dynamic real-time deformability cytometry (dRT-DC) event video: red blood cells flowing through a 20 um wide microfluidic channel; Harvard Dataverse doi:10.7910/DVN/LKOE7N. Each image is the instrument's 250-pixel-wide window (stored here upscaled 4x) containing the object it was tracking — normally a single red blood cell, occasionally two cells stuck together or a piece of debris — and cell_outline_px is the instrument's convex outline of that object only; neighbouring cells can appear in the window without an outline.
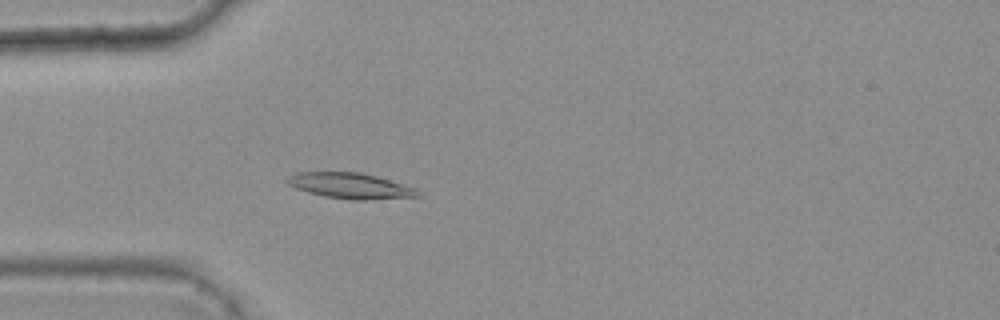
{"species": "common noctule bat (a hibernating species)", "species_latin": "Nyctalus noctula", "temperature_condition": "warm", "stored_images_in_passage": 3, "camera_frame_rate_fps": 3000, "um_per_image_px": 0.085, "animal": {"sex": "female", "body_mass_g": 25.1}, "frame": {"image": 1, "passage_image": 3, "time_ms": 0.667, "image_size_px": [1000, 320], "cell_outline_px": [[424, 196], [368, 200], [352, 200], [324, 196], [308, 192], [296, 188], [288, 184], [284, 180], [288, 176], [296, 172], [360, 172], [376, 176], [416, 188]], "centroid_in_image_um": [29.79, 15.79], "position_along_channel_um": 55.2, "area_um2": 19.65}}